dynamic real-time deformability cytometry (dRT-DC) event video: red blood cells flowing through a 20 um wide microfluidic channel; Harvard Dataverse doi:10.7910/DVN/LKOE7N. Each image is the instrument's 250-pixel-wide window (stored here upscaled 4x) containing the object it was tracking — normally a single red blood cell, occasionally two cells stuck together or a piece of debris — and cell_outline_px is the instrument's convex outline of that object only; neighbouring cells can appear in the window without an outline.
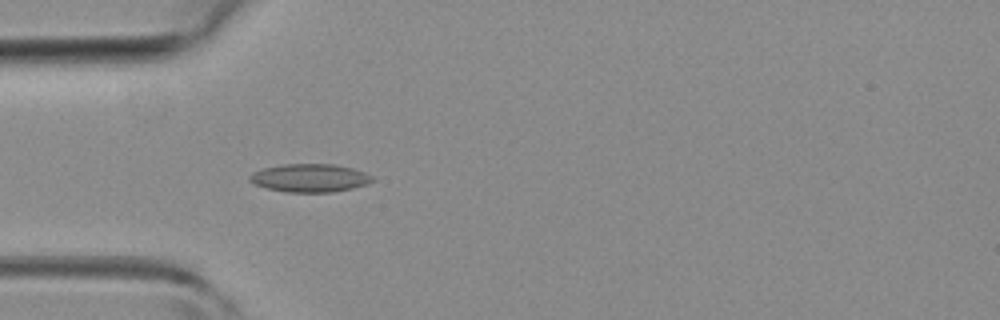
{"species": "common noctule bat (a hibernating species)", "species_latin": "Nyctalus noctula", "temperature_condition": "room temperature", "stored_images_in_passage": 3, "camera_frame_rate_fps": 3000, "um_per_image_px": 0.085, "animal": {"sex": "female", "body_mass_g": 19.3, "forearm_length_mm": 54.1}, "frame": {"image": 1, "passage_image": 3, "time_ms": 3.333, "image_size_px": [1000, 320], "cell_outline_px": [[376, 180], [368, 184], [352, 188], [332, 192], [284, 192], [268, 188], [256, 184], [248, 180], [248, 176], [252, 172], [264, 168], [284, 164], [336, 164], [352, 168], [364, 172], [372, 176]], "centroid_in_image_um": [26.35, 15.12], "position_along_channel_um": 58.6, "area_um2": 20.17}}